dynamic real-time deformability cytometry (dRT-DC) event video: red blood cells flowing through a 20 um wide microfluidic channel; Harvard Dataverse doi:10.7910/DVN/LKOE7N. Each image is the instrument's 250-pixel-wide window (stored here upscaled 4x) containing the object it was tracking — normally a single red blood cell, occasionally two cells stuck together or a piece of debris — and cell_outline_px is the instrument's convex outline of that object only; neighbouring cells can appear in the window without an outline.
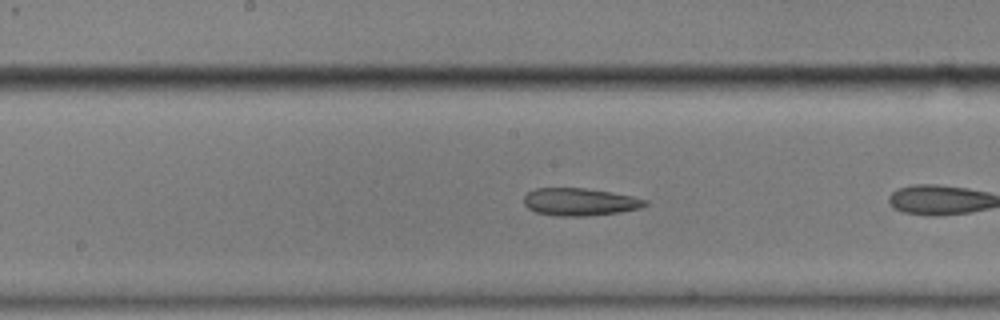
{"species": "common noctule bat (a hibernating species)", "species_latin": "Nyctalus noctula", "temperature_condition": "cold", "stored_images_in_passage": 20, "camera_frame_rate_fps": 3000, "um_per_image_px": 0.085, "animal": {"sex": "male", "body_mass_g": 17.9}, "frame": {"image": 1, "passage_image": 12, "time_ms": 3.667, "image_size_px": [1000, 320], "cell_outline_px": [[648, 204], [640, 208], [620, 212], [588, 216], [556, 216], [536, 212], [528, 208], [524, 204], [524, 196], [528, 192], [536, 188], [584, 188], [612, 192], [632, 196], [648, 200]], "centroid_in_image_um": [49.29, 17.16], "position_along_channel_um": 198.9, "area_um2": 19.54}}